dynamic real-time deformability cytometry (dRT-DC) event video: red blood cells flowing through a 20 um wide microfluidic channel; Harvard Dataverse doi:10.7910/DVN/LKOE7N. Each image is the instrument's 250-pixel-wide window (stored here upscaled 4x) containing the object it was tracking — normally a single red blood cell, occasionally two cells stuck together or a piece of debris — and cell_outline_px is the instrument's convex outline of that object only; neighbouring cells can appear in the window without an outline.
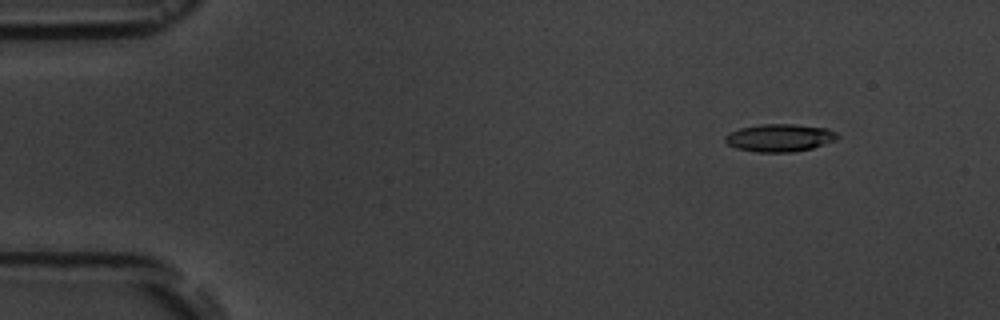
{"species": "common noctule bat (a hibernating species)", "species_latin": "Nyctalus noctula", "temperature_condition": "room temperature", "stored_images_in_passage": 3, "camera_frame_rate_fps": 3000, "um_per_image_px": 0.085, "animal": {"sex": "male", "body_mass_g": 19.5, "forearm_length_mm": 54.6}, "frame": {"image": 1, "passage_image": 1, "time_ms": 0.0, "image_size_px": [1000, 320], "cell_outline_px": [[840, 136], [836, 140], [812, 148], [792, 152], [756, 152], [736, 148], [728, 144], [724, 140], [724, 136], [728, 132], [740, 128], [760, 124], [796, 124], [828, 128], [836, 132]], "centroid_in_image_um": [66.27, 11.7], "position_along_channel_um": 18.7, "area_um2": 18.26}}